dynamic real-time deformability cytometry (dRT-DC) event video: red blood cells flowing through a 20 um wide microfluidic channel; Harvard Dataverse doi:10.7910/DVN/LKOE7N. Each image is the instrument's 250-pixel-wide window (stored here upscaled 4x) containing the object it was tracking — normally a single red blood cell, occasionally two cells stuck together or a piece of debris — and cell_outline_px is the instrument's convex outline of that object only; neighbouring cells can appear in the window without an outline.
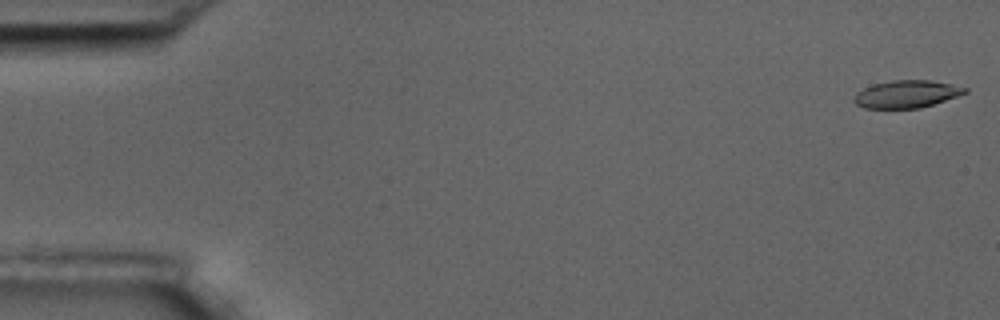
{"species": "common noctule bat (a hibernating species)", "species_latin": "Nyctalus noctula", "temperature_condition": "room temperature", "stored_images_in_passage": 11, "camera_frame_rate_fps": 3000, "um_per_image_px": 0.085, "animal": {"sex": "male", "body_mass_g": 17.5, "forearm_length_mm": 52.3}, "frame": {"image": 1, "passage_image": 1, "time_ms": 0.0, "image_size_px": [1000, 320], "cell_outline_px": [[968, 92], [920, 108], [864, 108], [856, 104], [852, 100], [856, 92], [864, 88], [876, 84], [892, 80], [928, 80], [952, 84], [968, 88]], "centroid_in_image_um": [77.03, 7.99], "position_along_channel_um": 8.0, "area_um2": 17.57}}